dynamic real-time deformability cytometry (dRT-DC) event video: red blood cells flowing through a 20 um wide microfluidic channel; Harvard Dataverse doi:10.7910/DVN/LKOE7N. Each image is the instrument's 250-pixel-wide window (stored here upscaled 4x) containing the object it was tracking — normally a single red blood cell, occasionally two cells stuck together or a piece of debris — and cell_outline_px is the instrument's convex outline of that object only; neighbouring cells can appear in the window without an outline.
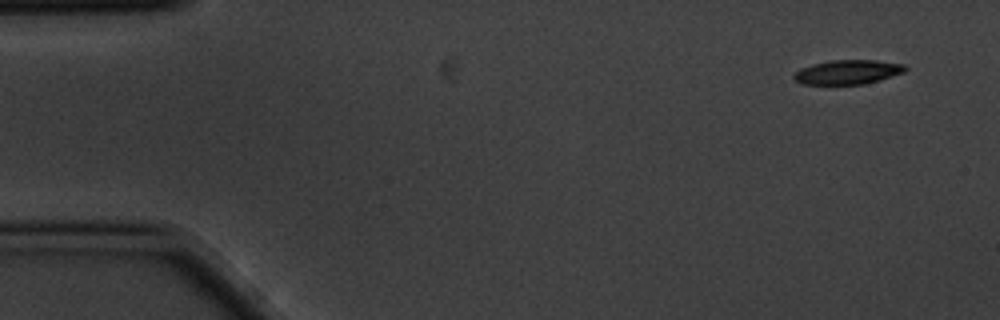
{"species": "common noctule bat (a hibernating species)", "species_latin": "Nyctalus noctula", "temperature_condition": "cold", "stored_images_in_passage": 10, "camera_frame_rate_fps": 3000, "um_per_image_px": 0.085, "animal": {"sex": "male", "body_mass_g": 20.1, "forearm_length_mm": 53.5}, "frame": {"image": 1, "passage_image": 1, "time_ms": 0.0, "image_size_px": [1000, 320], "cell_outline_px": [[908, 68], [904, 72], [880, 80], [864, 84], [804, 84], [796, 80], [792, 76], [800, 68], [812, 64], [832, 60], [876, 60], [904, 64]], "centroid_in_image_um": [72.08, 6.12], "position_along_channel_um": 12.9, "area_um2": 15.72}}
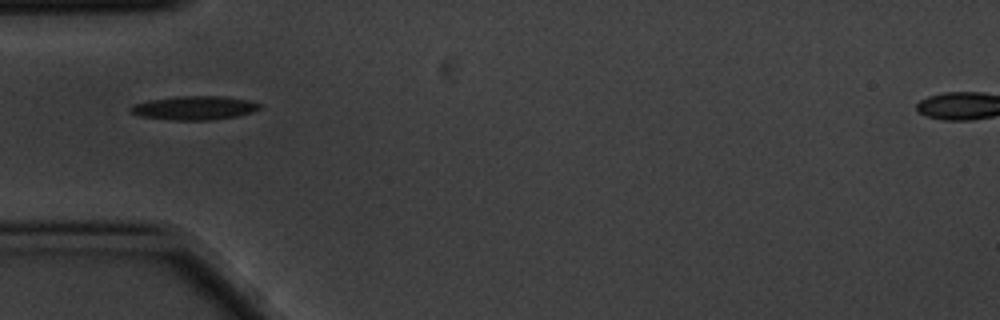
{"frame": {"image": 2, "passage_image": 5, "time_ms": 1.333, "image_size_px": [1000, 320], "cell_outline_px": [[260, 108], [252, 112], [240, 116], [212, 120], [172, 120], [140, 116], [128, 112], [128, 108], [132, 104], [148, 100], [176, 96], [220, 96], [248, 100], [260, 104]], "centroid_in_image_um": [16.47, 9.17], "position_along_channel_um": 68.5, "area_um2": 18.09}}
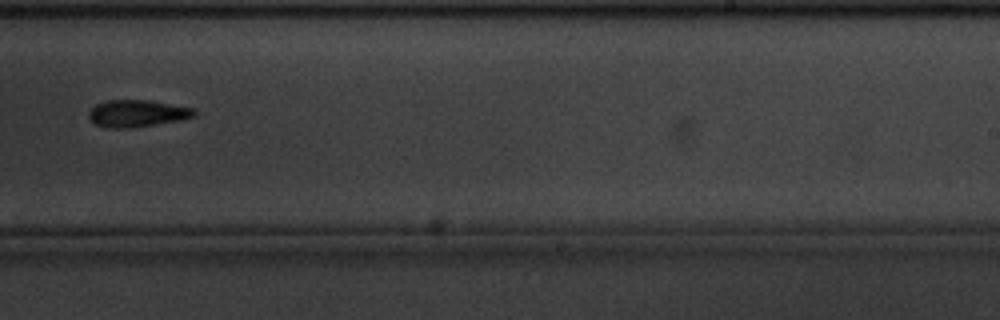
{"frame": {"image": 3, "passage_image": 10, "time_ms": 3.0, "image_size_px": [1000, 320], "cell_outline_px": [[196, 116], [180, 120], [128, 128], [108, 128], [96, 124], [88, 120], [88, 112], [96, 104], [104, 100], [148, 100], [192, 108], [196, 112]], "centroid_in_image_um": [11.6, 9.64], "position_along_channel_um": 277.4, "area_um2": 16.53}}